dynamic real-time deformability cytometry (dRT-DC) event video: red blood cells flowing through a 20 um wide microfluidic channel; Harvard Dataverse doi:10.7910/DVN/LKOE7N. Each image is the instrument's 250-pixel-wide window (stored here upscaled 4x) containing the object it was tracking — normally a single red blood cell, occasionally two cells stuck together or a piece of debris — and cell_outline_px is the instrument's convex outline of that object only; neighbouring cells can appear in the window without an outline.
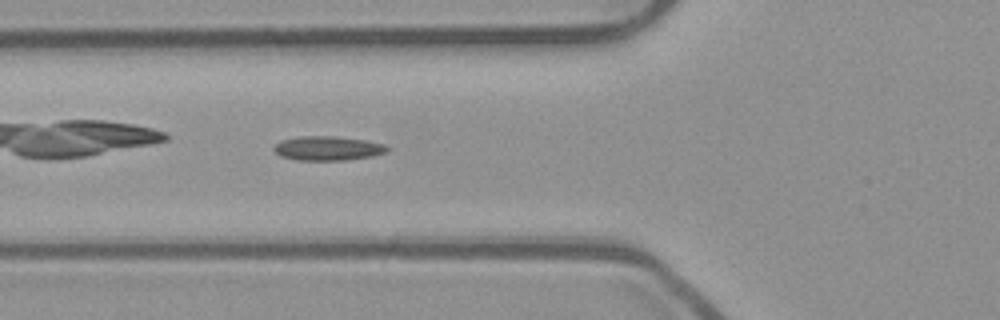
{"species": "common noctule bat (a hibernating species)", "species_latin": "Nyctalus noctula", "temperature_condition": "room temperature", "stored_images_in_passage": 38, "camera_frame_rate_fps": 3000, "um_per_image_px": 0.085, "animal": {"sex": "male", "body_mass_g": 23.1, "forearm_length_mm": 52.7}, "frame": {"image": 1, "passage_image": 5, "time_ms": 1.333, "image_size_px": [1000, 320], "cell_outline_px": [[388, 152], [372, 156], [344, 160], [296, 160], [280, 156], [272, 148], [280, 140], [300, 136], [336, 136], [364, 140], [384, 144], [388, 148]], "centroid_in_image_um": [27.84, 12.6], "position_along_channel_um": 98.0, "area_um2": 16.01}}
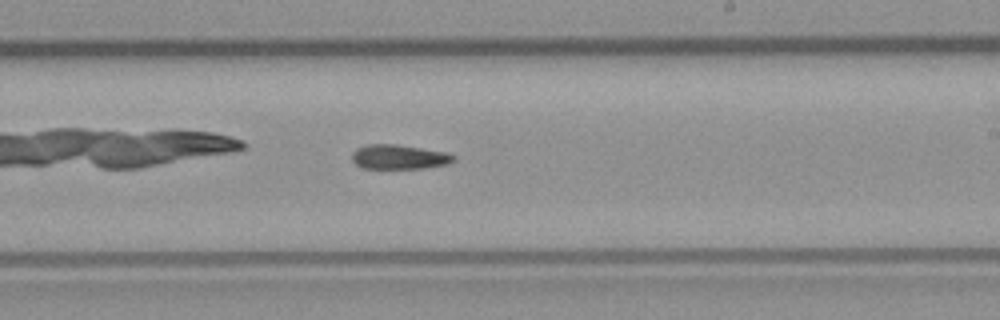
{"frame": {"image": 2, "passage_image": 17, "time_ms": 5.333, "image_size_px": [1000, 320], "cell_outline_px": [[456, 160], [448, 164], [424, 168], [360, 168], [352, 160], [352, 152], [356, 148], [368, 144], [396, 144], [448, 152], [456, 156]], "centroid_in_image_um": [33.94, 13.33], "position_along_channel_um": 255.1, "area_um2": 14.68}}
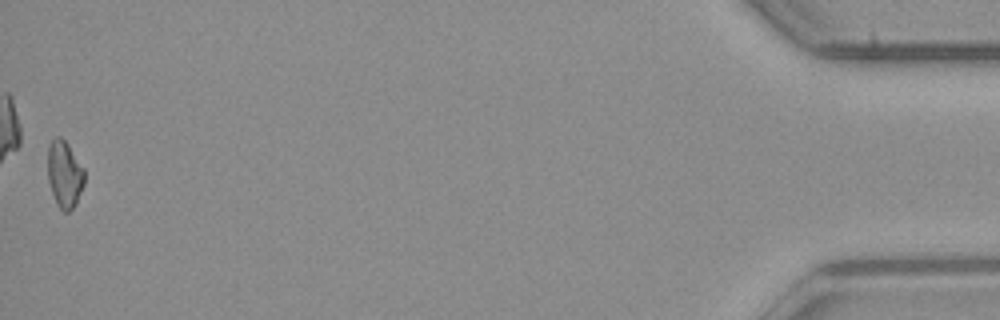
{"frame": {"image": 3, "passage_image": 38, "time_ms": 12.333, "image_size_px": [1000, 320], "cell_outline_px": [[84, 184], [76, 204], [68, 212], [64, 212], [56, 204], [48, 180], [48, 144], [56, 136], [60, 136], [64, 140], [84, 168]], "centroid_in_image_um": [5.48, 14.82], "position_along_channel_um": 429.7, "area_um2": 14.22}}